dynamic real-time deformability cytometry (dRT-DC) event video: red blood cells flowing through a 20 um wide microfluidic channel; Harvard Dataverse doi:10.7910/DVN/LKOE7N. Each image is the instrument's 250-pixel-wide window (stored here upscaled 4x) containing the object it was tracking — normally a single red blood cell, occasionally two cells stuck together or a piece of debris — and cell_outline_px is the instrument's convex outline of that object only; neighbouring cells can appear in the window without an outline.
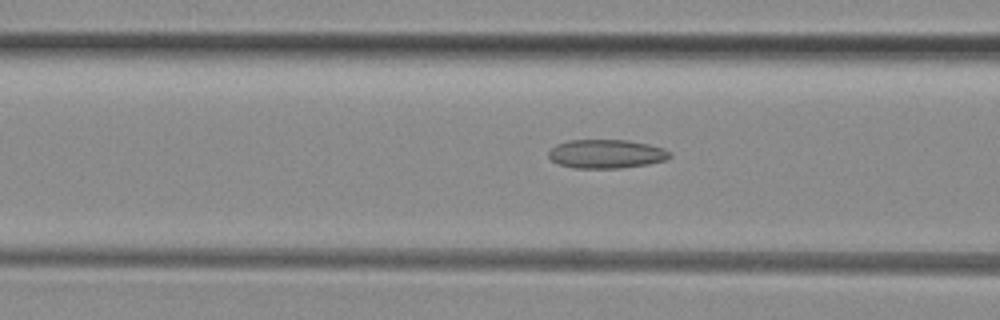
{"species": "common noctule bat (a hibernating species)", "species_latin": "Nyctalus noctula", "temperature_condition": "room temperature", "stored_images_in_passage": 50, "camera_frame_rate_fps": 3000, "um_per_image_px": 0.085, "animal": {"sex": "female", "body_mass_g": 29.2, "forearm_length_mm": 56.3}, "frame": {"image": 1, "passage_image": 19, "time_ms": 6.0, "image_size_px": [1000, 320], "cell_outline_px": [[672, 156], [664, 160], [648, 164], [620, 168], [576, 168], [556, 164], [548, 156], [548, 152], [556, 144], [568, 140], [628, 140], [648, 144], [664, 148]], "centroid_in_image_um": [51.5, 13.08], "position_along_channel_um": 115.1, "area_um2": 20.35}}
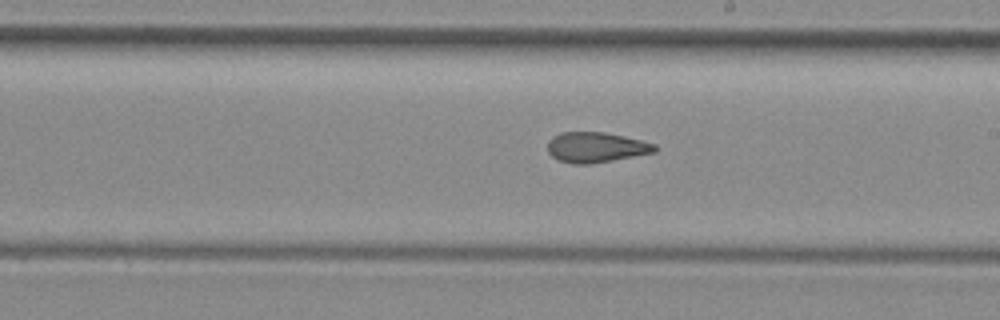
{"frame": {"image": 2, "passage_image": 28, "time_ms": 9.0, "image_size_px": [1000, 320], "cell_outline_px": [[656, 152], [592, 164], [572, 164], [560, 160], [552, 156], [548, 152], [548, 140], [560, 132], [604, 132], [624, 136], [656, 144]], "centroid_in_image_um": [50.65, 12.52], "position_along_channel_um": 238.3, "area_um2": 18.9}}
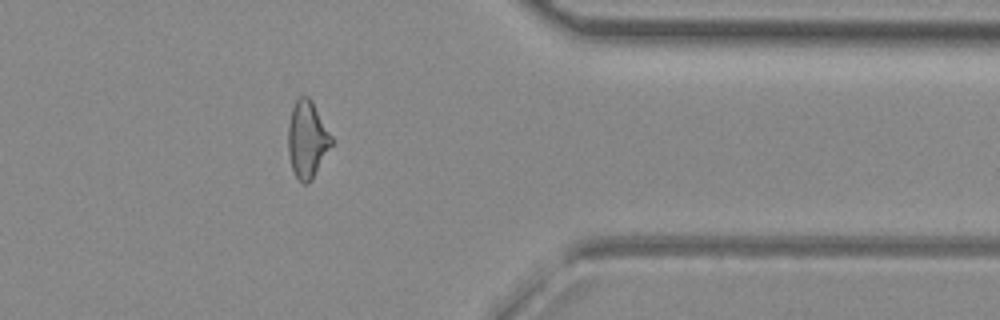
{"frame": {"image": 3, "passage_image": 40, "time_ms": 13.0, "image_size_px": [1000, 320], "cell_outline_px": [[332, 144], [312, 180], [308, 184], [304, 184], [292, 172], [288, 152], [288, 124], [292, 108], [296, 100], [300, 96], [308, 96], [312, 100], [332, 136]], "centroid_in_image_um": [26.1, 11.85], "position_along_channel_um": 385.3, "area_um2": 19.48}, "authors_computed_cell_mechanics": {"area_um2": 19.8832, "velocity_mm_per_s": 4.1061, "shape_relaxation_time_tau1_ms": null, "shape_relaxation_time_tau2_ms": 2.6547, "deformation_change_tau1": null, "deformation_change_tau2": 0.1174}}